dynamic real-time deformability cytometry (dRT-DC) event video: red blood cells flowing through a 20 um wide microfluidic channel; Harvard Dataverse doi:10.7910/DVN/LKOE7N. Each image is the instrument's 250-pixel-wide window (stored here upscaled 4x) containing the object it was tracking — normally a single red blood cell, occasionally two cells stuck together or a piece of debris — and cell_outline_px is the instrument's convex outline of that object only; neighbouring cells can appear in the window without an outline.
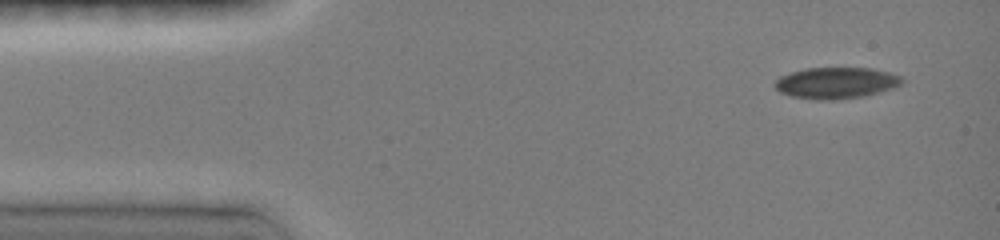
{"species": "common noctule bat (a hibernating species)", "species_latin": "Nyctalus noctula", "temperature_condition": "room temperature", "stored_images_in_passage": 5, "camera_frame_rate_fps": 3000, "um_per_image_px": 0.085, "animal": {"sex": "female", "body_mass_g": 19.0, "forearm_length_mm": 51.5}, "frame": {"image": 1, "passage_image": 1, "time_ms": 0.0, "image_size_px": [1000, 240], "cell_outline_px": [[904, 80], [900, 84], [892, 88], [880, 92], [864, 96], [828, 100], [816, 100], [792, 96], [780, 92], [776, 88], [776, 80], [780, 76], [792, 72], [808, 68], [872, 68], [888, 72], [900, 76]], "centroid_in_image_um": [71.08, 7.05], "position_along_channel_um": 13.9, "area_um2": 22.95}}
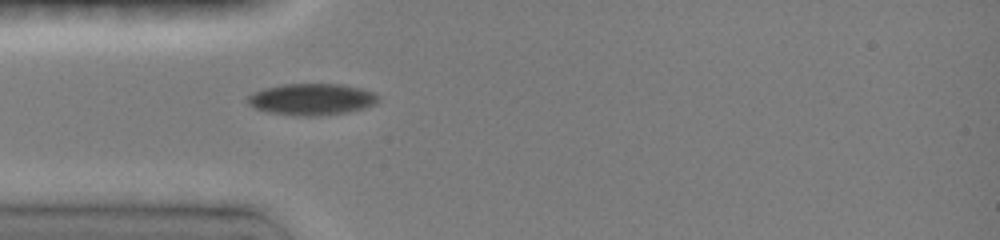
{"frame": {"image": 2, "passage_image": 5, "time_ms": 3.333, "image_size_px": [1000, 240], "cell_outline_px": [[380, 100], [376, 104], [364, 108], [344, 112], [320, 116], [300, 116], [268, 112], [256, 108], [248, 104], [248, 96], [252, 92], [264, 88], [280, 84], [344, 84], [376, 92], [380, 96]], "centroid_in_image_um": [26.53, 8.43], "position_along_channel_um": 58.5, "area_um2": 24.22}}